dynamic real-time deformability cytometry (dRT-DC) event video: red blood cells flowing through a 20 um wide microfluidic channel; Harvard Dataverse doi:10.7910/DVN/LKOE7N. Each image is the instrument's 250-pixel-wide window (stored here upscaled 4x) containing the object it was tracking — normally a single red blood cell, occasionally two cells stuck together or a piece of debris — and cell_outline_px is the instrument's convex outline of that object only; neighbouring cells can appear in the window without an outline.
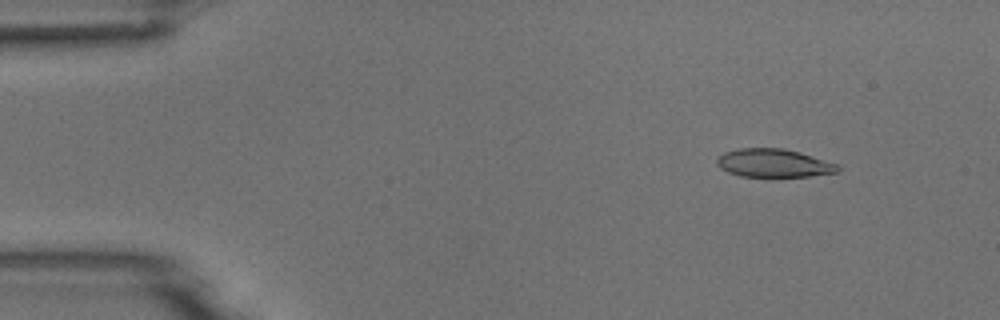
{"species": "common noctule bat (a hibernating species)", "species_latin": "Nyctalus noctula", "temperature_condition": "room temperature", "stored_images_in_passage": 8, "camera_frame_rate_fps": 3000, "um_per_image_px": 0.085, "animal": {"sex": "male", "body_mass_g": 18.8}, "frame": {"image": 1, "passage_image": 1, "time_ms": 0.0, "image_size_px": [1000, 320], "cell_outline_px": [[840, 172], [808, 176], [740, 176], [728, 172], [720, 168], [716, 164], [716, 160], [724, 152], [736, 148], [784, 148], [800, 152], [836, 164], [840, 168]], "centroid_in_image_um": [65.73, 13.85], "position_along_channel_um": 19.3, "area_um2": 19.83}}
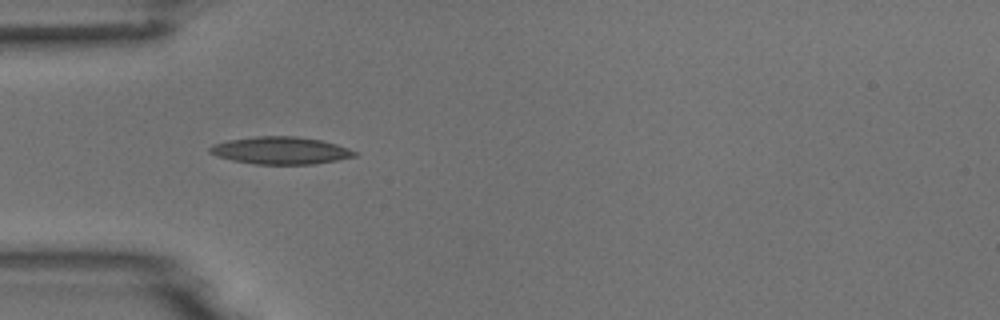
{"frame": {"image": 2, "passage_image": 4, "time_ms": 3.333, "image_size_px": [1000, 320], "cell_outline_px": [[356, 156], [336, 160], [312, 164], [252, 164], [232, 160], [216, 156], [208, 152], [208, 148], [212, 144], [228, 140], [256, 136], [296, 136], [320, 140], [336, 144], [356, 152]], "centroid_in_image_um": [23.78, 12.79], "position_along_channel_um": 61.2, "area_um2": 23.0}}
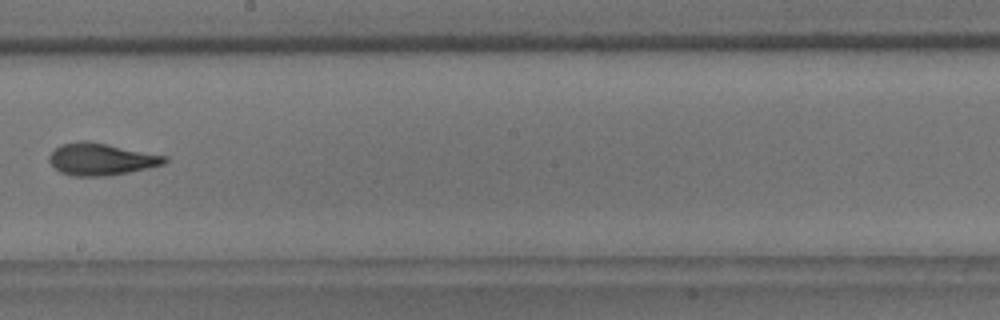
{"frame": {"image": 3, "passage_image": 8, "time_ms": 8.0, "image_size_px": [1000, 320], "cell_outline_px": [[168, 160], [164, 164], [148, 168], [108, 176], [72, 176], [60, 172], [48, 160], [48, 156], [60, 144], [80, 140], [88, 140], [168, 156]], "centroid_in_image_um": [8.59, 13.52], "position_along_channel_um": 239.6, "area_um2": 21.68}}